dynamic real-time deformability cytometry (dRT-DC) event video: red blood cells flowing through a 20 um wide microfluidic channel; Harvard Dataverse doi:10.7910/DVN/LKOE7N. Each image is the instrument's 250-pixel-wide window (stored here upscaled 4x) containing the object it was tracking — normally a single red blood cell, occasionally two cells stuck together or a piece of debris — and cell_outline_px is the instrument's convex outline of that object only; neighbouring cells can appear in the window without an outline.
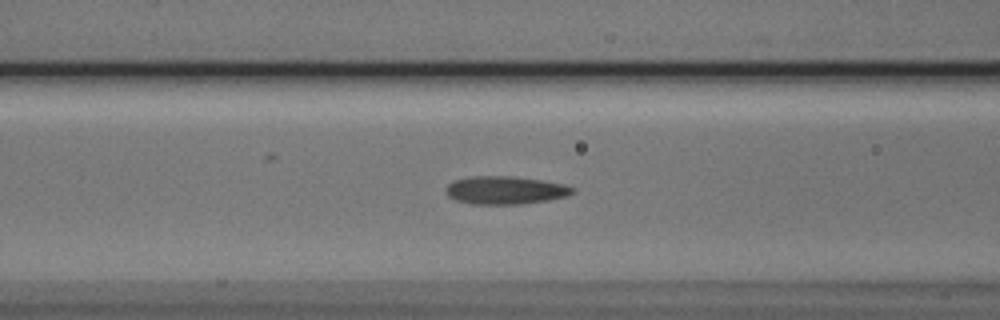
{"species": "Egyptian fruit bat (a non-hibernating species)", "species_latin": "Rousettus aegyptiacus", "temperature_condition": "cold", "stored_images_in_passage": 39, "segment_of_instrument_passage": [1, 2], "camera_frame_rate_fps": 3000, "um_per_image_px": 0.085, "animal": {"sex": "male"}, "frame": {"image": 1, "passage_image": 6, "time_ms": 1.667, "image_size_px": [1000, 320], "cell_outline_px": [[576, 192], [568, 196], [548, 200], [520, 204], [472, 204], [456, 200], [448, 196], [444, 188], [452, 180], [468, 176], [512, 176], [540, 180], [564, 184], [572, 188]], "centroid_in_image_um": [42.91, 16.16], "position_along_channel_um": 123.7, "area_um2": 20.81}}
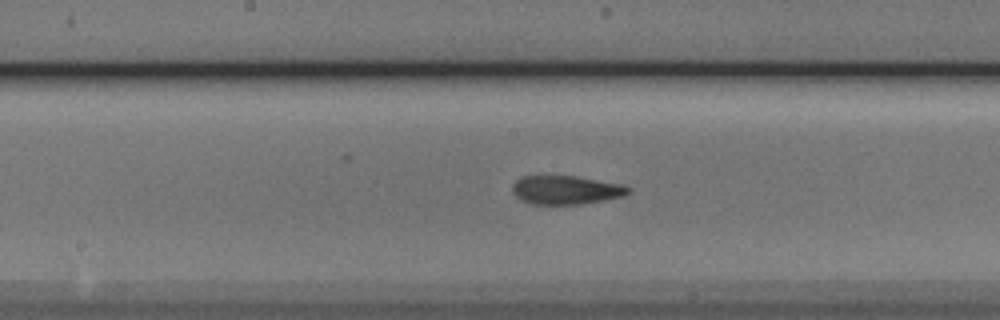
{"frame": {"image": 2, "passage_image": 12, "time_ms": 3.667, "image_size_px": [1000, 320], "cell_outline_px": [[632, 192], [620, 196], [604, 200], [580, 204], [532, 204], [520, 200], [512, 192], [512, 184], [520, 176], [576, 176], [624, 184], [632, 188]], "centroid_in_image_um": [48.1, 16.14], "position_along_channel_um": 200.1, "area_um2": 19.54}}
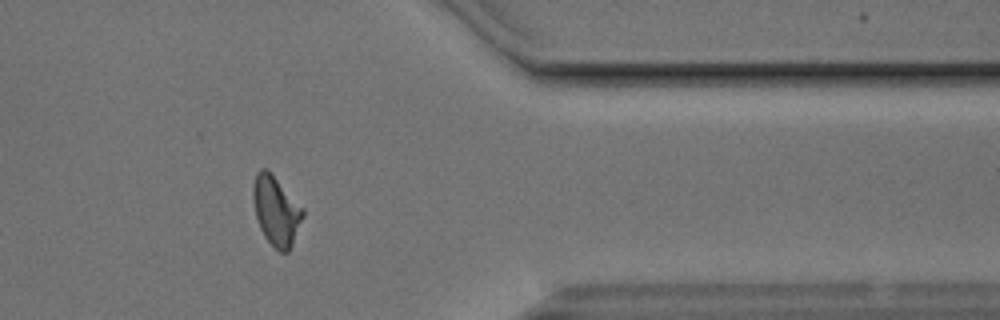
{"frame": {"image": 3, "passage_image": 28, "time_ms": 9.0, "image_size_px": [1000, 320], "cell_outline_px": [[304, 216], [292, 244], [288, 252], [280, 252], [264, 236], [260, 228], [256, 216], [252, 200], [252, 188], [256, 172], [260, 168], [264, 168], [304, 208]], "centroid_in_image_um": [23.46, 17.93], "position_along_channel_um": 387.9, "area_um2": 19.71}}